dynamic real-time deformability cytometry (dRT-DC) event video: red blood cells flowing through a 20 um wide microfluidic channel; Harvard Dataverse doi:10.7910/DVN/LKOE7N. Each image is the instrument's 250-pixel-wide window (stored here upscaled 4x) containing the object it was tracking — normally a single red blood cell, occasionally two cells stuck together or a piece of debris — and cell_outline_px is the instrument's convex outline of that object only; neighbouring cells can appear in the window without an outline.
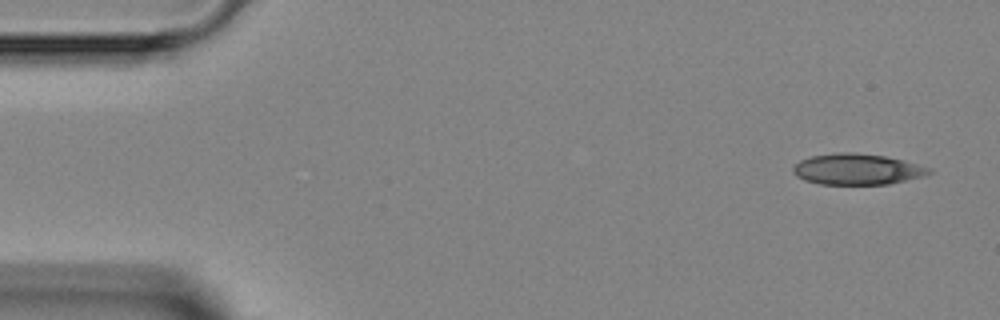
{"species": "Egyptian fruit bat (a non-hibernating species)", "species_latin": "Rousettus aegyptiacus", "temperature_condition": "room temperature", "stored_images_in_passage": 4, "camera_frame_rate_fps": 3000, "um_per_image_px": 0.085, "animal": {"sex": "female"}, "frame": {"image": 1, "passage_image": 1, "time_ms": 0.0, "image_size_px": [1000, 320], "cell_outline_px": [[932, 172], [924, 176], [888, 184], [820, 184], [804, 180], [796, 176], [792, 172], [792, 168], [800, 160], [812, 156], [836, 152], [852, 152], [884, 156], [904, 160], [932, 168]], "centroid_in_image_um": [72.85, 14.38], "position_along_channel_um": 12.1, "area_um2": 24.57}}
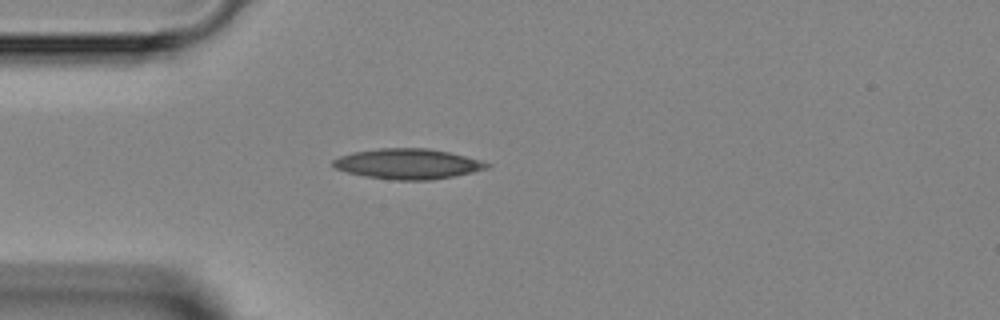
{"frame": {"image": 2, "passage_image": 4, "time_ms": 3.333, "image_size_px": [1000, 320], "cell_outline_px": [[492, 164], [488, 168], [472, 172], [432, 180], [396, 180], [364, 176], [348, 172], [336, 168], [332, 164], [332, 160], [340, 156], [352, 152], [380, 148], [428, 148], [448, 152], [480, 160]], "centroid_in_image_um": [34.66, 13.92], "position_along_channel_um": 50.3, "area_um2": 26.99}}